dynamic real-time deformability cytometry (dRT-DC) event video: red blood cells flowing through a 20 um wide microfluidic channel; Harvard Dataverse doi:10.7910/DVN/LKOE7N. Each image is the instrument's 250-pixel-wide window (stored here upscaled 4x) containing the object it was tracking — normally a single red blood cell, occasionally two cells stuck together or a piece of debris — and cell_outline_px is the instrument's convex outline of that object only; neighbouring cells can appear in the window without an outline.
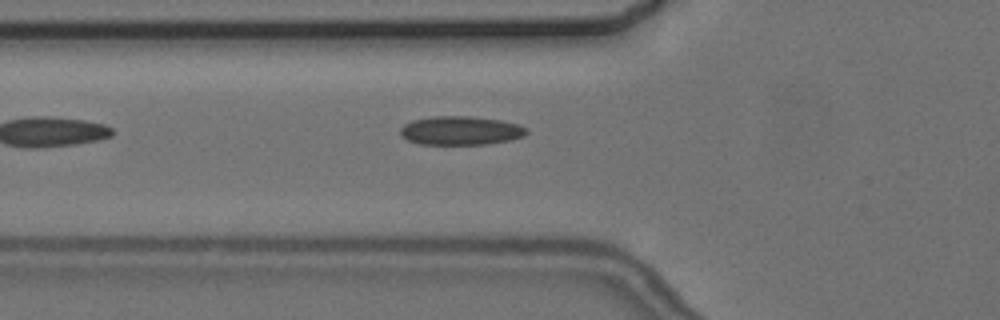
{"species": "common noctule bat (a hibernating species)", "species_latin": "Nyctalus noctula", "temperature_condition": "cold", "stored_images_in_passage": 4, "camera_frame_rate_fps": 3000, "um_per_image_px": 0.085, "animal": {"sex": "female", "body_mass_g": 24.6, "forearm_length_mm": 56.2}, "frame": {"image": 1, "passage_image": 4, "time_ms": 3.667, "image_size_px": [1000, 320], "cell_outline_px": [[528, 132], [524, 136], [512, 140], [488, 144], [420, 144], [408, 140], [400, 132], [400, 128], [404, 124], [412, 120], [432, 116], [468, 116], [500, 120], [520, 124], [528, 128]], "centroid_in_image_um": [39.2, 11.09], "position_along_channel_um": 86.6, "area_um2": 21.27}}